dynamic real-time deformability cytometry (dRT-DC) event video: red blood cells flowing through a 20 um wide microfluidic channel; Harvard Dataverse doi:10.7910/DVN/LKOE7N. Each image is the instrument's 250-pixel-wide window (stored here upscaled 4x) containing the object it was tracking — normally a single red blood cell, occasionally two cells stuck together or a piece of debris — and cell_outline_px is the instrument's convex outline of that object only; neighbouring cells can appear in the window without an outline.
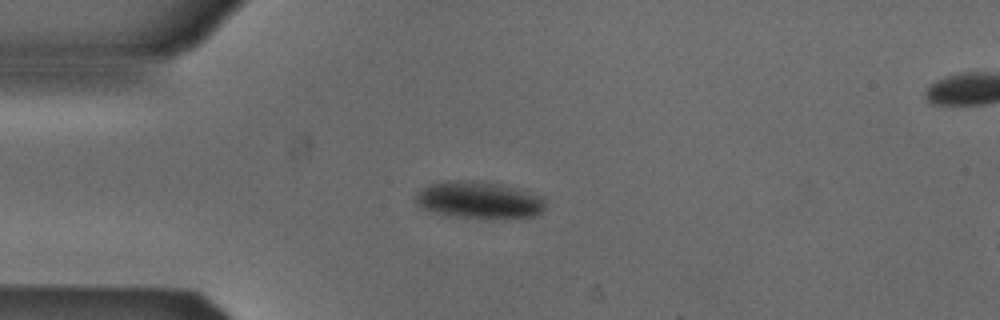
{"species": "Egyptian fruit bat (a non-hibernating species)", "species_latin": "Rousettus aegyptiacus", "temperature_condition": "cold", "stored_images_in_passage": 5, "camera_frame_rate_fps": 3000, "um_per_image_px": 0.085, "animal": {"sex": "male"}, "frame": {"image": 1, "passage_image": 4, "time_ms": 1.0, "image_size_px": [1000, 320], "cell_outline_px": [[544, 208], [536, 216], [444, 216], [420, 208], [416, 204], [416, 192], [428, 184], [468, 180], [476, 180], [496, 184], [544, 196]], "centroid_in_image_um": [40.63, 16.98], "position_along_channel_um": 44.4, "area_um2": 27.05}}